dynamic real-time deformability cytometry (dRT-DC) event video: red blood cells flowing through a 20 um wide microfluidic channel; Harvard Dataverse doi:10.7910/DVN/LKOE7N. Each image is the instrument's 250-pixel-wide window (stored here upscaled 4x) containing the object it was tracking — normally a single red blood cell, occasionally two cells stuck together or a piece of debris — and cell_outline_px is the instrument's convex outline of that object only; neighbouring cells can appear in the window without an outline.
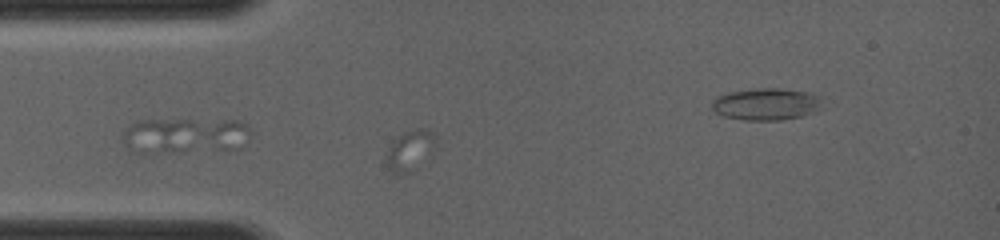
{"species": "common noctule bat (a hibernating species)", "species_latin": "Nyctalus noctula", "temperature_condition": "room temperature", "stored_images_in_passage": 12, "segment_of_instrument_passage": [1, 2], "camera_frame_rate_fps": 4000, "um_per_image_px": 0.085, "animal": {"sex": "female", "body_mass_g": 19.0, "forearm_length_mm": 56.7}, "frame": {"image": 1, "passage_image": 5, "time_ms": 2.5, "image_size_px": [1000, 240], "cell_outline_px": [[436, 144], [408, 172], [392, 172], [384, 160], [388, 148], [400, 136], [408, 132], [420, 128], [424, 128], [432, 132], [436, 136]], "centroid_in_image_um": [34.81, 12.73], "position_along_channel_um": 50.2, "area_um2": 10.58}}